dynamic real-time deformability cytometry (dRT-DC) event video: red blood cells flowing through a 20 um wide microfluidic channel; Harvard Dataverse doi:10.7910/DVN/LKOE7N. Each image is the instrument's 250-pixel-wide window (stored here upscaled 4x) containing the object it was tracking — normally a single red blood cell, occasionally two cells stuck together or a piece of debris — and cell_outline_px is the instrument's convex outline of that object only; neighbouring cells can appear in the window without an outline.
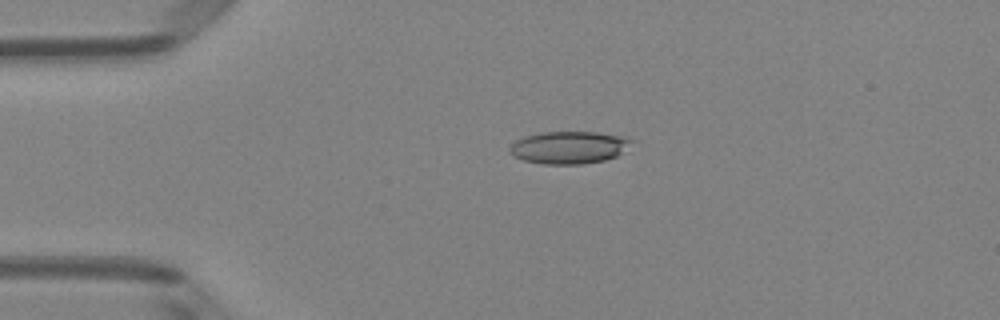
{"species": "Egyptian fruit bat (a non-hibernating species)", "species_latin": "Rousettus aegyptiacus", "temperature_condition": "room temperature", "stored_images_in_passage": 5, "camera_frame_rate_fps": 3000, "um_per_image_px": 0.085, "animal": {"sex": "female"}, "frame": {"image": 1, "passage_image": 4, "time_ms": 1.0, "image_size_px": [1000, 320], "cell_outline_px": [[636, 140], [616, 156], [604, 160], [580, 164], [544, 164], [524, 160], [512, 156], [508, 152], [508, 148], [516, 140], [524, 136], [544, 132], [596, 132], [628, 136]], "centroid_in_image_um": [48.37, 12.52], "position_along_channel_um": 36.6, "area_um2": 23.18}}